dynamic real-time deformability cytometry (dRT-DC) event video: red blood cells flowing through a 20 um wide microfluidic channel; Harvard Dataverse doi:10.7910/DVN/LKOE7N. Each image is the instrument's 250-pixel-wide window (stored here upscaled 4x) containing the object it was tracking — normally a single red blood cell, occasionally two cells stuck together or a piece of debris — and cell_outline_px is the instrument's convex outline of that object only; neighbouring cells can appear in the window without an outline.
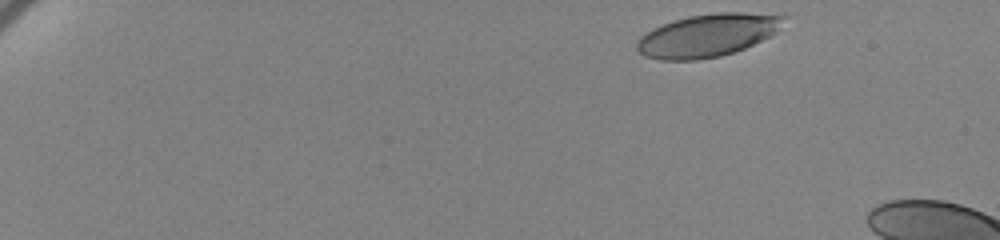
{"species": "human", "species_latin": "Homo sapiens", "temperature_condition": "cold", "stored_images_in_passage": 54, "camera_frame_rate_fps": 3000, "um_per_image_px": 0.085, "donor": {"sex": "female"}, "frame": {"image": 1, "passage_image": 1, "time_ms": 0.0, "image_size_px": [1000, 240], "cell_outline_px": [[788, 16], [776, 32], [744, 48], [720, 56], [696, 60], [660, 60], [644, 56], [636, 48], [636, 44], [640, 36], [652, 28], [688, 16], [716, 12], [740, 12]], "centroid_in_image_um": [60.11, 3.0], "position_along_channel_um": 24.9, "area_um2": 36.3}}
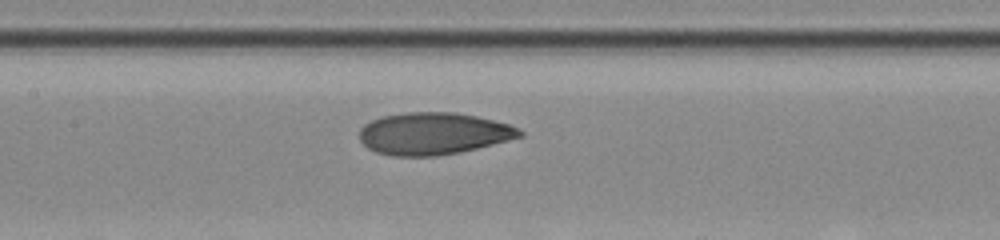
{"frame": {"image": 2, "passage_image": 26, "time_ms": 8.333, "image_size_px": [1000, 240], "cell_outline_px": [[524, 136], [460, 152], [436, 156], [392, 156], [376, 152], [368, 148], [360, 140], [360, 128], [364, 124], [372, 120], [384, 116], [404, 112], [456, 112], [476, 116], [508, 124], [520, 128], [524, 132]], "centroid_in_image_um": [36.84, 11.35], "position_along_channel_um": 170.6, "area_um2": 39.3}}
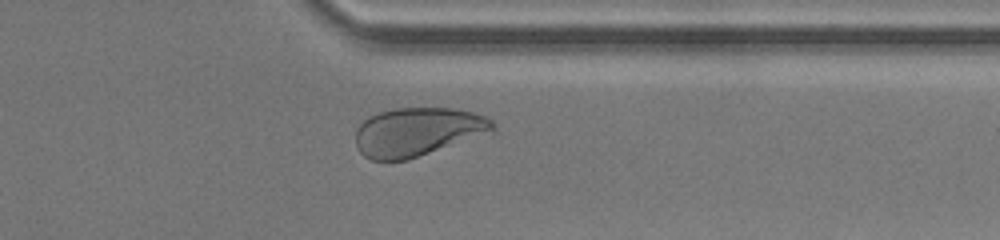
{"frame": {"image": 3, "passage_image": 44, "time_ms": 14.333, "image_size_px": [1000, 240], "cell_outline_px": [[496, 132], [408, 160], [372, 160], [364, 156], [356, 148], [356, 128], [368, 116], [380, 112], [396, 108], [452, 108], [472, 112], [484, 116], [492, 120], [496, 124]], "centroid_in_image_um": [35.54, 11.21], "position_along_channel_um": 375.9, "area_um2": 39.36}}